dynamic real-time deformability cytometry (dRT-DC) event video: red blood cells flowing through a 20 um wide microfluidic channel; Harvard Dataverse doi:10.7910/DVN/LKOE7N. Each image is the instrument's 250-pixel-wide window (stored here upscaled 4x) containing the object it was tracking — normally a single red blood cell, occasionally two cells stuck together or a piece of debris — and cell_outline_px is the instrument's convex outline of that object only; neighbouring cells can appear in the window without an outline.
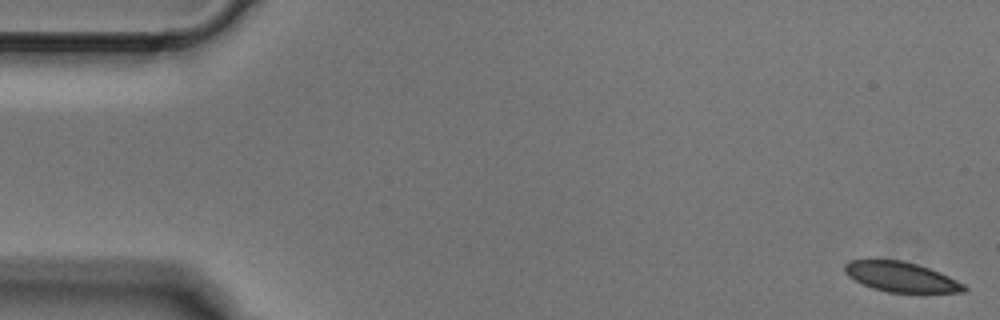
{"species": "Egyptian fruit bat (a non-hibernating species)", "species_latin": "Rousettus aegyptiacus", "temperature_condition": "cold", "stored_images_in_passage": 3, "camera_frame_rate_fps": 3000, "um_per_image_px": 0.085, "animal": {"sex": "male"}, "frame": {"image": 1, "passage_image": 1, "time_ms": 0.0, "image_size_px": [1000, 320], "cell_outline_px": [[968, 288], [964, 292], [888, 292], [872, 288], [848, 276], [844, 272], [844, 264], [848, 260], [904, 260], [940, 272], [964, 284]], "centroid_in_image_um": [76.58, 23.53], "position_along_channel_um": 8.4, "area_um2": 20.63}}